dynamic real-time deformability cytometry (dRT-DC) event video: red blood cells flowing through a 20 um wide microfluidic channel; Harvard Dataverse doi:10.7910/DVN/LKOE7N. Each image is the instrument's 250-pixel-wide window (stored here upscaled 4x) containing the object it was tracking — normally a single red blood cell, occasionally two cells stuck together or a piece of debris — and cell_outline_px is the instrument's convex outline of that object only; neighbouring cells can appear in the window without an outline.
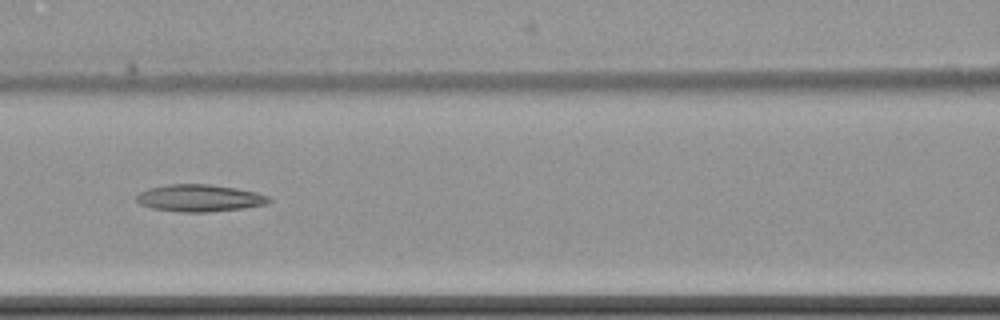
{"species": "common noctule bat (a hibernating species)", "species_latin": "Nyctalus noctula", "temperature_condition": "cold", "stored_images_in_passage": 7, "camera_frame_rate_fps": 3000, "um_per_image_px": 0.085, "animal": {"sex": "female", "body_mass_g": 22.7, "forearm_length_mm": 54.2}, "frame": {"image": 1, "passage_image": 6, "time_ms": 8.667, "image_size_px": [1000, 320], "cell_outline_px": [[272, 200], [268, 204], [244, 208], [208, 212], [180, 212], [152, 208], [140, 204], [136, 200], [136, 196], [140, 192], [148, 188], [168, 184], [208, 184], [236, 188], [256, 192], [268, 196]], "centroid_in_image_um": [16.97, 16.84], "position_along_channel_um": 149.6, "area_um2": 20.98}}
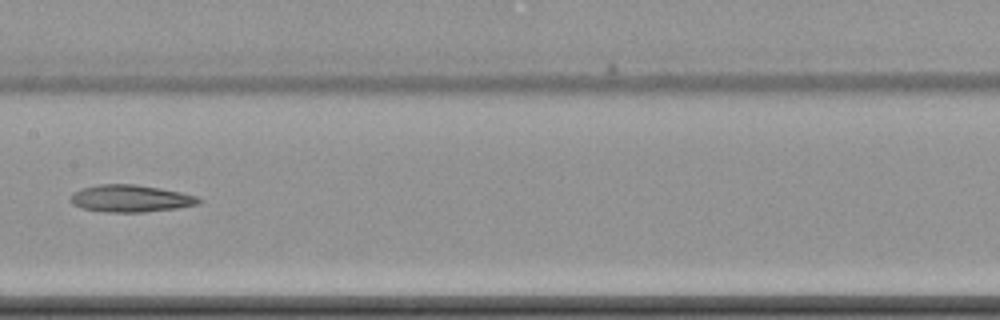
{"frame": {"image": 2, "passage_image": 7, "time_ms": 10.0, "image_size_px": [1000, 320], "cell_outline_px": [[200, 204], [176, 208], [144, 212], [108, 212], [80, 208], [72, 204], [72, 192], [80, 188], [100, 184], [136, 184], [160, 188], [180, 192], [196, 196], [200, 200]], "centroid_in_image_um": [11.07, 16.86], "position_along_channel_um": 196.3, "area_um2": 20.23}}